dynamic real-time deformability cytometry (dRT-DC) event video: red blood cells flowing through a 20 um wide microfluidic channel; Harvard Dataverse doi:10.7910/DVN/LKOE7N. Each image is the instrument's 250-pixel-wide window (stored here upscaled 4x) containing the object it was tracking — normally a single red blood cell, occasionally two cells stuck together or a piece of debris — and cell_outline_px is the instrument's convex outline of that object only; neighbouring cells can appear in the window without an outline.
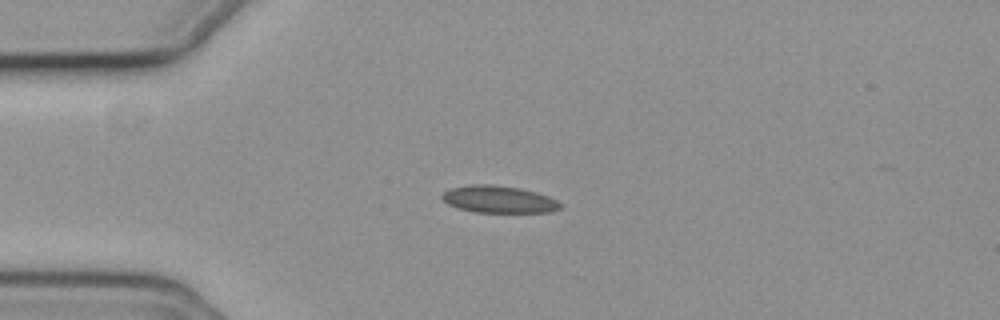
{"species": "common noctule bat (a hibernating species)", "species_latin": "Nyctalus noctula", "temperature_condition": "cold", "stored_images_in_passage": 35, "camera_frame_rate_fps": 3000, "um_per_image_px": 0.085, "animal": {"sex": "female", "body_mass_g": 19.3, "forearm_length_mm": 54.1}, "frame": {"image": 1, "passage_image": 1, "time_ms": 0.0, "image_size_px": [1000, 320], "cell_outline_px": [[560, 208], [552, 212], [476, 212], [456, 208], [448, 204], [440, 196], [444, 192], [452, 188], [472, 184], [492, 184], [520, 188], [536, 192], [548, 196], [556, 200], [560, 204]], "centroid_in_image_um": [42.38, 16.94], "position_along_channel_um": 42.6, "area_um2": 18.61}}
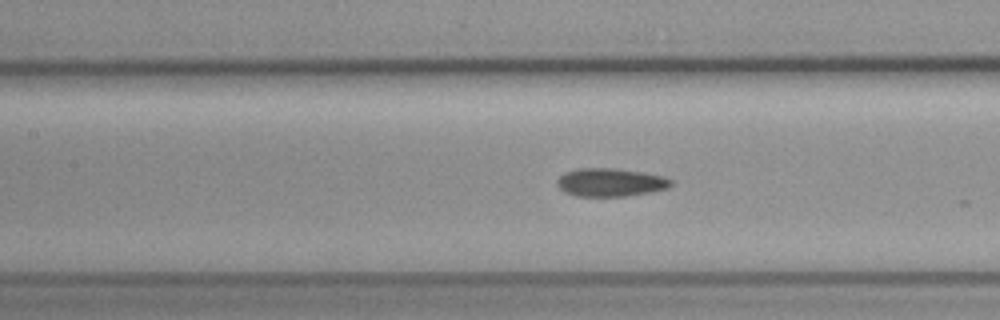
{"frame": {"image": 2, "passage_image": 12, "time_ms": 3.667, "image_size_px": [1000, 320], "cell_outline_px": [[672, 184], [668, 188], [652, 192], [624, 196], [576, 196], [564, 192], [556, 184], [556, 180], [564, 172], [576, 168], [616, 168], [644, 172], [664, 176], [672, 180]], "centroid_in_image_um": [51.88, 15.49], "position_along_channel_um": 155.5, "area_um2": 18.96}}
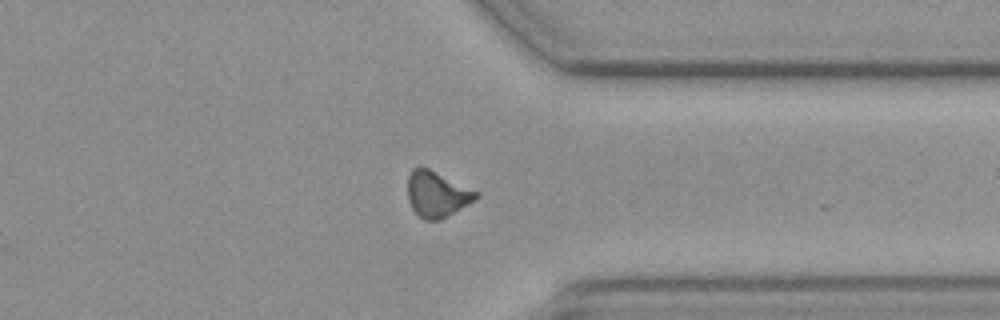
{"frame": {"image": 3, "passage_image": 30, "time_ms": 9.667, "image_size_px": [1000, 320], "cell_outline_px": [[480, 196], [476, 200], [440, 220], [424, 220], [412, 208], [408, 200], [408, 176], [412, 168], [416, 164], [420, 164], [480, 192]], "centroid_in_image_um": [37.14, 16.47], "position_along_channel_um": 374.3, "area_um2": 18.55}}